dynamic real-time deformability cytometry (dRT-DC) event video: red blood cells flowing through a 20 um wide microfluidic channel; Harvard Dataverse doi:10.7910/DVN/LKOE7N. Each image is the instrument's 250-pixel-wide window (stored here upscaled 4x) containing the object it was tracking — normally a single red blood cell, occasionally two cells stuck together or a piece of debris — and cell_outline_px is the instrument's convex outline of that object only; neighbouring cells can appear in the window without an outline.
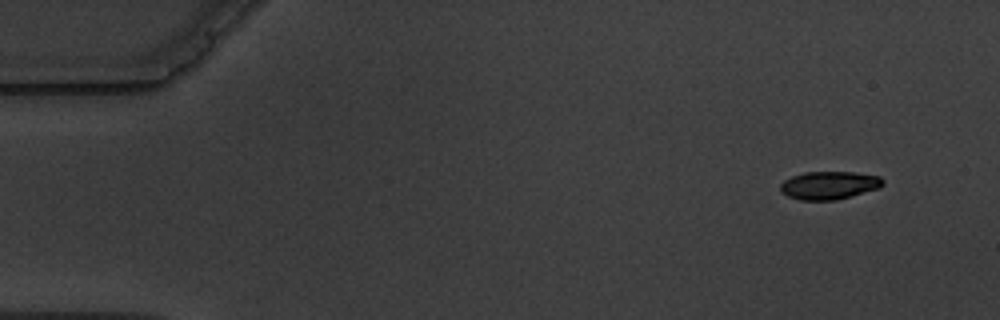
{"species": "common noctule bat (a hibernating species)", "species_latin": "Nyctalus noctula", "temperature_condition": "warm", "stored_images_in_passage": 5, "camera_frame_rate_fps": 3000, "um_per_image_px": 0.085, "animal": {"sex": "male", "body_mass_g": 19.5, "forearm_length_mm": 54.6}, "frame": {"image": 1, "passage_image": 1, "time_ms": 0.0, "image_size_px": [1000, 320], "cell_outline_px": [[884, 184], [880, 188], [836, 200], [800, 200], [788, 196], [780, 192], [780, 184], [784, 180], [792, 176], [804, 172], [852, 172], [880, 176], [884, 180]], "centroid_in_image_um": [70.48, 15.75], "position_along_channel_um": 14.5, "area_um2": 16.82}}
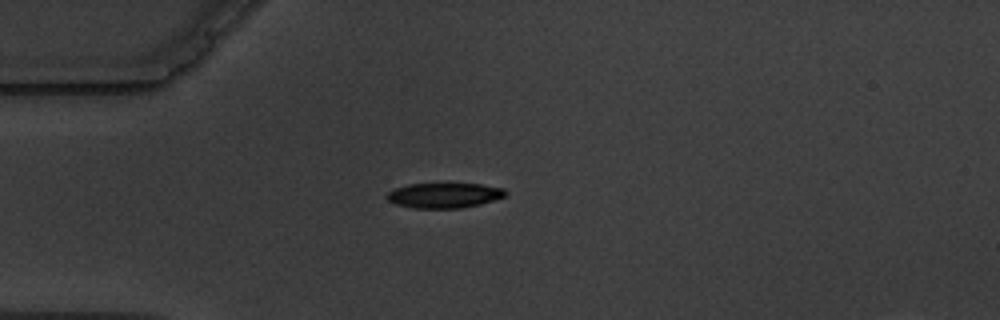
{"frame": {"image": 2, "passage_image": 4, "time_ms": 3.667, "image_size_px": [1000, 320], "cell_outline_px": [[508, 192], [504, 196], [480, 204], [460, 208], [412, 208], [396, 204], [388, 200], [384, 196], [388, 192], [396, 188], [408, 184], [480, 184], [504, 188]], "centroid_in_image_um": [37.73, 16.61], "position_along_channel_um": 47.3, "area_um2": 17.22}}